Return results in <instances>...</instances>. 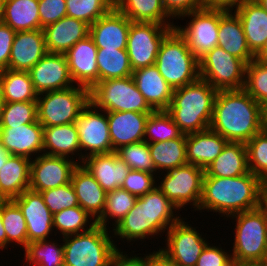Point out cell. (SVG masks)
<instances>
[{"label": "cell", "mask_w": 267, "mask_h": 266, "mask_svg": "<svg viewBox=\"0 0 267 266\" xmlns=\"http://www.w3.org/2000/svg\"><path fill=\"white\" fill-rule=\"evenodd\" d=\"M28 72L38 94L75 85L69 73L65 54L47 53Z\"/></svg>", "instance_id": "obj_18"}, {"label": "cell", "mask_w": 267, "mask_h": 266, "mask_svg": "<svg viewBox=\"0 0 267 266\" xmlns=\"http://www.w3.org/2000/svg\"><path fill=\"white\" fill-rule=\"evenodd\" d=\"M1 218L7 235V249L11 244L13 248L18 246L24 249L28 244L26 221L12 199L1 209Z\"/></svg>", "instance_id": "obj_43"}, {"label": "cell", "mask_w": 267, "mask_h": 266, "mask_svg": "<svg viewBox=\"0 0 267 266\" xmlns=\"http://www.w3.org/2000/svg\"><path fill=\"white\" fill-rule=\"evenodd\" d=\"M156 186V174L147 171L130 170L121 188L135 197H142Z\"/></svg>", "instance_id": "obj_50"}, {"label": "cell", "mask_w": 267, "mask_h": 266, "mask_svg": "<svg viewBox=\"0 0 267 266\" xmlns=\"http://www.w3.org/2000/svg\"><path fill=\"white\" fill-rule=\"evenodd\" d=\"M246 143L228 142L216 159L204 170L207 176L238 177L249 173Z\"/></svg>", "instance_id": "obj_32"}, {"label": "cell", "mask_w": 267, "mask_h": 266, "mask_svg": "<svg viewBox=\"0 0 267 266\" xmlns=\"http://www.w3.org/2000/svg\"><path fill=\"white\" fill-rule=\"evenodd\" d=\"M209 128L228 142L247 143L263 130V106L244 89L220 90Z\"/></svg>", "instance_id": "obj_3"}, {"label": "cell", "mask_w": 267, "mask_h": 266, "mask_svg": "<svg viewBox=\"0 0 267 266\" xmlns=\"http://www.w3.org/2000/svg\"><path fill=\"white\" fill-rule=\"evenodd\" d=\"M43 154L66 157L76 161L78 164H82L79 134L75 122L60 126L44 127Z\"/></svg>", "instance_id": "obj_28"}, {"label": "cell", "mask_w": 267, "mask_h": 266, "mask_svg": "<svg viewBox=\"0 0 267 266\" xmlns=\"http://www.w3.org/2000/svg\"><path fill=\"white\" fill-rule=\"evenodd\" d=\"M66 16V0H39L40 29Z\"/></svg>", "instance_id": "obj_51"}, {"label": "cell", "mask_w": 267, "mask_h": 266, "mask_svg": "<svg viewBox=\"0 0 267 266\" xmlns=\"http://www.w3.org/2000/svg\"><path fill=\"white\" fill-rule=\"evenodd\" d=\"M0 93L4 103L37 102L29 72L4 69L0 71Z\"/></svg>", "instance_id": "obj_35"}, {"label": "cell", "mask_w": 267, "mask_h": 266, "mask_svg": "<svg viewBox=\"0 0 267 266\" xmlns=\"http://www.w3.org/2000/svg\"><path fill=\"white\" fill-rule=\"evenodd\" d=\"M131 22L113 7L89 26V35L98 49L126 50Z\"/></svg>", "instance_id": "obj_20"}, {"label": "cell", "mask_w": 267, "mask_h": 266, "mask_svg": "<svg viewBox=\"0 0 267 266\" xmlns=\"http://www.w3.org/2000/svg\"><path fill=\"white\" fill-rule=\"evenodd\" d=\"M114 7L132 22H154L163 25L178 24L173 23L174 20L167 14L162 0H114Z\"/></svg>", "instance_id": "obj_34"}, {"label": "cell", "mask_w": 267, "mask_h": 266, "mask_svg": "<svg viewBox=\"0 0 267 266\" xmlns=\"http://www.w3.org/2000/svg\"><path fill=\"white\" fill-rule=\"evenodd\" d=\"M76 161L66 157L40 154L31 160L29 189L43 192L71 182Z\"/></svg>", "instance_id": "obj_16"}, {"label": "cell", "mask_w": 267, "mask_h": 266, "mask_svg": "<svg viewBox=\"0 0 267 266\" xmlns=\"http://www.w3.org/2000/svg\"><path fill=\"white\" fill-rule=\"evenodd\" d=\"M136 202L137 197L123 188H117L107 192L104 211L96 220V224L108 229H111L112 226L113 229V227L126 216L130 209L134 207Z\"/></svg>", "instance_id": "obj_40"}, {"label": "cell", "mask_w": 267, "mask_h": 266, "mask_svg": "<svg viewBox=\"0 0 267 266\" xmlns=\"http://www.w3.org/2000/svg\"><path fill=\"white\" fill-rule=\"evenodd\" d=\"M67 16L89 26L114 7V0H66Z\"/></svg>", "instance_id": "obj_44"}, {"label": "cell", "mask_w": 267, "mask_h": 266, "mask_svg": "<svg viewBox=\"0 0 267 266\" xmlns=\"http://www.w3.org/2000/svg\"><path fill=\"white\" fill-rule=\"evenodd\" d=\"M174 27L154 22H131L126 51L133 71L155 65L161 43Z\"/></svg>", "instance_id": "obj_12"}, {"label": "cell", "mask_w": 267, "mask_h": 266, "mask_svg": "<svg viewBox=\"0 0 267 266\" xmlns=\"http://www.w3.org/2000/svg\"><path fill=\"white\" fill-rule=\"evenodd\" d=\"M111 229L95 225L90 230L63 238L64 266H109L118 250Z\"/></svg>", "instance_id": "obj_7"}, {"label": "cell", "mask_w": 267, "mask_h": 266, "mask_svg": "<svg viewBox=\"0 0 267 266\" xmlns=\"http://www.w3.org/2000/svg\"><path fill=\"white\" fill-rule=\"evenodd\" d=\"M40 193L43 197L44 203L52 214L60 212L66 208L79 206L78 199L71 182Z\"/></svg>", "instance_id": "obj_49"}, {"label": "cell", "mask_w": 267, "mask_h": 266, "mask_svg": "<svg viewBox=\"0 0 267 266\" xmlns=\"http://www.w3.org/2000/svg\"><path fill=\"white\" fill-rule=\"evenodd\" d=\"M228 141L210 128L186 134V158L188 164L204 170L222 152Z\"/></svg>", "instance_id": "obj_30"}, {"label": "cell", "mask_w": 267, "mask_h": 266, "mask_svg": "<svg viewBox=\"0 0 267 266\" xmlns=\"http://www.w3.org/2000/svg\"><path fill=\"white\" fill-rule=\"evenodd\" d=\"M98 82L132 76L133 69L126 50H97Z\"/></svg>", "instance_id": "obj_39"}, {"label": "cell", "mask_w": 267, "mask_h": 266, "mask_svg": "<svg viewBox=\"0 0 267 266\" xmlns=\"http://www.w3.org/2000/svg\"><path fill=\"white\" fill-rule=\"evenodd\" d=\"M148 146L156 168V175L188 163L186 158V134L174 140L148 143Z\"/></svg>", "instance_id": "obj_37"}, {"label": "cell", "mask_w": 267, "mask_h": 266, "mask_svg": "<svg viewBox=\"0 0 267 266\" xmlns=\"http://www.w3.org/2000/svg\"><path fill=\"white\" fill-rule=\"evenodd\" d=\"M261 263L264 265V266H267V254L264 256L263 260L261 261Z\"/></svg>", "instance_id": "obj_69"}, {"label": "cell", "mask_w": 267, "mask_h": 266, "mask_svg": "<svg viewBox=\"0 0 267 266\" xmlns=\"http://www.w3.org/2000/svg\"><path fill=\"white\" fill-rule=\"evenodd\" d=\"M225 266H238V263L235 260L231 259Z\"/></svg>", "instance_id": "obj_68"}, {"label": "cell", "mask_w": 267, "mask_h": 266, "mask_svg": "<svg viewBox=\"0 0 267 266\" xmlns=\"http://www.w3.org/2000/svg\"><path fill=\"white\" fill-rule=\"evenodd\" d=\"M71 183L79 206L97 220L104 211L107 192L82 164L74 169Z\"/></svg>", "instance_id": "obj_29"}, {"label": "cell", "mask_w": 267, "mask_h": 266, "mask_svg": "<svg viewBox=\"0 0 267 266\" xmlns=\"http://www.w3.org/2000/svg\"><path fill=\"white\" fill-rule=\"evenodd\" d=\"M183 134L166 110H158L153 111L146 121L144 141L147 143L169 141L180 138Z\"/></svg>", "instance_id": "obj_42"}, {"label": "cell", "mask_w": 267, "mask_h": 266, "mask_svg": "<svg viewBox=\"0 0 267 266\" xmlns=\"http://www.w3.org/2000/svg\"><path fill=\"white\" fill-rule=\"evenodd\" d=\"M222 245H213L208 243L200 254L195 266H225L231 259V251L221 247ZM226 249V250H225Z\"/></svg>", "instance_id": "obj_52"}, {"label": "cell", "mask_w": 267, "mask_h": 266, "mask_svg": "<svg viewBox=\"0 0 267 266\" xmlns=\"http://www.w3.org/2000/svg\"><path fill=\"white\" fill-rule=\"evenodd\" d=\"M132 77L138 90L154 111L169 108L174 89L161 76L155 65L133 71Z\"/></svg>", "instance_id": "obj_26"}, {"label": "cell", "mask_w": 267, "mask_h": 266, "mask_svg": "<svg viewBox=\"0 0 267 266\" xmlns=\"http://www.w3.org/2000/svg\"><path fill=\"white\" fill-rule=\"evenodd\" d=\"M89 102V90L74 85L38 94L37 120L43 127L74 123Z\"/></svg>", "instance_id": "obj_9"}, {"label": "cell", "mask_w": 267, "mask_h": 266, "mask_svg": "<svg viewBox=\"0 0 267 266\" xmlns=\"http://www.w3.org/2000/svg\"><path fill=\"white\" fill-rule=\"evenodd\" d=\"M15 34L10 26L0 23V71L8 69Z\"/></svg>", "instance_id": "obj_54"}, {"label": "cell", "mask_w": 267, "mask_h": 266, "mask_svg": "<svg viewBox=\"0 0 267 266\" xmlns=\"http://www.w3.org/2000/svg\"><path fill=\"white\" fill-rule=\"evenodd\" d=\"M234 12L240 18L248 48L256 55L267 40V12L255 0L246 1Z\"/></svg>", "instance_id": "obj_31"}, {"label": "cell", "mask_w": 267, "mask_h": 266, "mask_svg": "<svg viewBox=\"0 0 267 266\" xmlns=\"http://www.w3.org/2000/svg\"><path fill=\"white\" fill-rule=\"evenodd\" d=\"M58 241L56 237L28 243L23 249L24 266H64L63 238Z\"/></svg>", "instance_id": "obj_38"}, {"label": "cell", "mask_w": 267, "mask_h": 266, "mask_svg": "<svg viewBox=\"0 0 267 266\" xmlns=\"http://www.w3.org/2000/svg\"><path fill=\"white\" fill-rule=\"evenodd\" d=\"M246 147L249 170L267 184V133L261 130Z\"/></svg>", "instance_id": "obj_47"}, {"label": "cell", "mask_w": 267, "mask_h": 266, "mask_svg": "<svg viewBox=\"0 0 267 266\" xmlns=\"http://www.w3.org/2000/svg\"><path fill=\"white\" fill-rule=\"evenodd\" d=\"M167 14L178 21L183 15L204 8V0H162Z\"/></svg>", "instance_id": "obj_53"}, {"label": "cell", "mask_w": 267, "mask_h": 266, "mask_svg": "<svg viewBox=\"0 0 267 266\" xmlns=\"http://www.w3.org/2000/svg\"><path fill=\"white\" fill-rule=\"evenodd\" d=\"M112 148L144 141L145 124L151 113L106 112Z\"/></svg>", "instance_id": "obj_23"}, {"label": "cell", "mask_w": 267, "mask_h": 266, "mask_svg": "<svg viewBox=\"0 0 267 266\" xmlns=\"http://www.w3.org/2000/svg\"><path fill=\"white\" fill-rule=\"evenodd\" d=\"M5 249L7 250V235L4 229V225L2 223L0 210V250L3 252V250Z\"/></svg>", "instance_id": "obj_58"}, {"label": "cell", "mask_w": 267, "mask_h": 266, "mask_svg": "<svg viewBox=\"0 0 267 266\" xmlns=\"http://www.w3.org/2000/svg\"><path fill=\"white\" fill-rule=\"evenodd\" d=\"M186 25H175L177 32L185 39L188 48L200 59L218 46L219 9L202 8L183 15ZM188 22V23H187Z\"/></svg>", "instance_id": "obj_15"}, {"label": "cell", "mask_w": 267, "mask_h": 266, "mask_svg": "<svg viewBox=\"0 0 267 266\" xmlns=\"http://www.w3.org/2000/svg\"><path fill=\"white\" fill-rule=\"evenodd\" d=\"M10 201V199L0 189V210Z\"/></svg>", "instance_id": "obj_62"}, {"label": "cell", "mask_w": 267, "mask_h": 266, "mask_svg": "<svg viewBox=\"0 0 267 266\" xmlns=\"http://www.w3.org/2000/svg\"><path fill=\"white\" fill-rule=\"evenodd\" d=\"M188 218H182L174 223L165 232V246L159 247L175 262L177 266H195L200 254L210 242L202 231L192 227L190 221L187 222ZM190 223V224H189ZM205 236V237H204ZM164 247V248H163Z\"/></svg>", "instance_id": "obj_13"}, {"label": "cell", "mask_w": 267, "mask_h": 266, "mask_svg": "<svg viewBox=\"0 0 267 266\" xmlns=\"http://www.w3.org/2000/svg\"><path fill=\"white\" fill-rule=\"evenodd\" d=\"M246 63L220 46H215L199 59V74L202 80L214 89L240 90L244 87Z\"/></svg>", "instance_id": "obj_11"}, {"label": "cell", "mask_w": 267, "mask_h": 266, "mask_svg": "<svg viewBox=\"0 0 267 266\" xmlns=\"http://www.w3.org/2000/svg\"><path fill=\"white\" fill-rule=\"evenodd\" d=\"M116 152L119 158L129 166L130 170L147 171L156 174V168L146 141L123 146Z\"/></svg>", "instance_id": "obj_48"}, {"label": "cell", "mask_w": 267, "mask_h": 266, "mask_svg": "<svg viewBox=\"0 0 267 266\" xmlns=\"http://www.w3.org/2000/svg\"><path fill=\"white\" fill-rule=\"evenodd\" d=\"M163 173H160L163 177L157 176V187L180 211L185 207L187 211L190 205L194 208L191 211L196 212L202 195L204 169L187 163Z\"/></svg>", "instance_id": "obj_10"}, {"label": "cell", "mask_w": 267, "mask_h": 266, "mask_svg": "<svg viewBox=\"0 0 267 266\" xmlns=\"http://www.w3.org/2000/svg\"><path fill=\"white\" fill-rule=\"evenodd\" d=\"M267 12V0H255Z\"/></svg>", "instance_id": "obj_66"}, {"label": "cell", "mask_w": 267, "mask_h": 266, "mask_svg": "<svg viewBox=\"0 0 267 266\" xmlns=\"http://www.w3.org/2000/svg\"><path fill=\"white\" fill-rule=\"evenodd\" d=\"M159 248V249H158ZM144 254V266H177L175 262L160 248Z\"/></svg>", "instance_id": "obj_56"}, {"label": "cell", "mask_w": 267, "mask_h": 266, "mask_svg": "<svg viewBox=\"0 0 267 266\" xmlns=\"http://www.w3.org/2000/svg\"><path fill=\"white\" fill-rule=\"evenodd\" d=\"M246 1L250 0H204V8L234 11Z\"/></svg>", "instance_id": "obj_57"}, {"label": "cell", "mask_w": 267, "mask_h": 266, "mask_svg": "<svg viewBox=\"0 0 267 266\" xmlns=\"http://www.w3.org/2000/svg\"><path fill=\"white\" fill-rule=\"evenodd\" d=\"M155 66L172 89L186 86L200 78L199 59L175 28L162 41Z\"/></svg>", "instance_id": "obj_6"}, {"label": "cell", "mask_w": 267, "mask_h": 266, "mask_svg": "<svg viewBox=\"0 0 267 266\" xmlns=\"http://www.w3.org/2000/svg\"><path fill=\"white\" fill-rule=\"evenodd\" d=\"M3 23L16 32L40 29L39 0H5Z\"/></svg>", "instance_id": "obj_36"}, {"label": "cell", "mask_w": 267, "mask_h": 266, "mask_svg": "<svg viewBox=\"0 0 267 266\" xmlns=\"http://www.w3.org/2000/svg\"><path fill=\"white\" fill-rule=\"evenodd\" d=\"M43 33L48 53L65 54L79 40L89 35V25L66 16L44 27Z\"/></svg>", "instance_id": "obj_25"}, {"label": "cell", "mask_w": 267, "mask_h": 266, "mask_svg": "<svg viewBox=\"0 0 267 266\" xmlns=\"http://www.w3.org/2000/svg\"><path fill=\"white\" fill-rule=\"evenodd\" d=\"M96 225V220L90 216L82 207L75 206L63 209L53 214V229L55 236L83 233ZM57 231V232H56ZM60 232V233H59Z\"/></svg>", "instance_id": "obj_41"}, {"label": "cell", "mask_w": 267, "mask_h": 266, "mask_svg": "<svg viewBox=\"0 0 267 266\" xmlns=\"http://www.w3.org/2000/svg\"><path fill=\"white\" fill-rule=\"evenodd\" d=\"M5 0H0V23H3Z\"/></svg>", "instance_id": "obj_64"}, {"label": "cell", "mask_w": 267, "mask_h": 266, "mask_svg": "<svg viewBox=\"0 0 267 266\" xmlns=\"http://www.w3.org/2000/svg\"><path fill=\"white\" fill-rule=\"evenodd\" d=\"M82 163L85 158L114 152L111 144L107 113L90 101L82 108L76 121Z\"/></svg>", "instance_id": "obj_14"}, {"label": "cell", "mask_w": 267, "mask_h": 266, "mask_svg": "<svg viewBox=\"0 0 267 266\" xmlns=\"http://www.w3.org/2000/svg\"><path fill=\"white\" fill-rule=\"evenodd\" d=\"M97 50L93 39L88 35L65 53L69 73L75 85L90 90L98 83Z\"/></svg>", "instance_id": "obj_19"}, {"label": "cell", "mask_w": 267, "mask_h": 266, "mask_svg": "<svg viewBox=\"0 0 267 266\" xmlns=\"http://www.w3.org/2000/svg\"><path fill=\"white\" fill-rule=\"evenodd\" d=\"M47 53L43 29L18 31L12 44L8 69L28 72Z\"/></svg>", "instance_id": "obj_22"}, {"label": "cell", "mask_w": 267, "mask_h": 266, "mask_svg": "<svg viewBox=\"0 0 267 266\" xmlns=\"http://www.w3.org/2000/svg\"><path fill=\"white\" fill-rule=\"evenodd\" d=\"M3 99L1 97V93H0V124H1V116H2V107H3Z\"/></svg>", "instance_id": "obj_67"}, {"label": "cell", "mask_w": 267, "mask_h": 266, "mask_svg": "<svg viewBox=\"0 0 267 266\" xmlns=\"http://www.w3.org/2000/svg\"><path fill=\"white\" fill-rule=\"evenodd\" d=\"M225 219L235 223L231 257L238 264L261 262L267 254V213L262 208L233 214Z\"/></svg>", "instance_id": "obj_5"}, {"label": "cell", "mask_w": 267, "mask_h": 266, "mask_svg": "<svg viewBox=\"0 0 267 266\" xmlns=\"http://www.w3.org/2000/svg\"><path fill=\"white\" fill-rule=\"evenodd\" d=\"M31 159L11 155L0 169V189L11 200L29 189Z\"/></svg>", "instance_id": "obj_33"}, {"label": "cell", "mask_w": 267, "mask_h": 266, "mask_svg": "<svg viewBox=\"0 0 267 266\" xmlns=\"http://www.w3.org/2000/svg\"><path fill=\"white\" fill-rule=\"evenodd\" d=\"M37 121V102L3 103L0 128H12Z\"/></svg>", "instance_id": "obj_46"}, {"label": "cell", "mask_w": 267, "mask_h": 266, "mask_svg": "<svg viewBox=\"0 0 267 266\" xmlns=\"http://www.w3.org/2000/svg\"><path fill=\"white\" fill-rule=\"evenodd\" d=\"M218 46L246 64L255 59L248 48L240 18L233 11L219 9Z\"/></svg>", "instance_id": "obj_27"}, {"label": "cell", "mask_w": 267, "mask_h": 266, "mask_svg": "<svg viewBox=\"0 0 267 266\" xmlns=\"http://www.w3.org/2000/svg\"><path fill=\"white\" fill-rule=\"evenodd\" d=\"M89 101L96 108L106 112L152 113L154 111L138 90L132 76L98 82L89 90Z\"/></svg>", "instance_id": "obj_8"}, {"label": "cell", "mask_w": 267, "mask_h": 266, "mask_svg": "<svg viewBox=\"0 0 267 266\" xmlns=\"http://www.w3.org/2000/svg\"><path fill=\"white\" fill-rule=\"evenodd\" d=\"M263 130L267 133V105L263 106Z\"/></svg>", "instance_id": "obj_63"}, {"label": "cell", "mask_w": 267, "mask_h": 266, "mask_svg": "<svg viewBox=\"0 0 267 266\" xmlns=\"http://www.w3.org/2000/svg\"><path fill=\"white\" fill-rule=\"evenodd\" d=\"M261 207L266 211L267 213V187L264 188L262 192V201H261Z\"/></svg>", "instance_id": "obj_61"}, {"label": "cell", "mask_w": 267, "mask_h": 266, "mask_svg": "<svg viewBox=\"0 0 267 266\" xmlns=\"http://www.w3.org/2000/svg\"><path fill=\"white\" fill-rule=\"evenodd\" d=\"M266 184L251 171L238 177L207 176L204 173L200 213H217L225 220L233 214L261 207L262 192ZM203 210V211H202ZM205 210V211H204Z\"/></svg>", "instance_id": "obj_2"}, {"label": "cell", "mask_w": 267, "mask_h": 266, "mask_svg": "<svg viewBox=\"0 0 267 266\" xmlns=\"http://www.w3.org/2000/svg\"><path fill=\"white\" fill-rule=\"evenodd\" d=\"M12 200L25 218L28 243L50 239L53 233L55 237L53 214L44 203L41 193L28 189Z\"/></svg>", "instance_id": "obj_17"}, {"label": "cell", "mask_w": 267, "mask_h": 266, "mask_svg": "<svg viewBox=\"0 0 267 266\" xmlns=\"http://www.w3.org/2000/svg\"><path fill=\"white\" fill-rule=\"evenodd\" d=\"M11 156L10 153L2 146L0 142V169L5 165L7 159Z\"/></svg>", "instance_id": "obj_59"}, {"label": "cell", "mask_w": 267, "mask_h": 266, "mask_svg": "<svg viewBox=\"0 0 267 266\" xmlns=\"http://www.w3.org/2000/svg\"><path fill=\"white\" fill-rule=\"evenodd\" d=\"M123 250L124 249H118L112 255L109 266H144V256L140 254V252L136 254L134 250L129 253ZM138 255L142 256L139 257Z\"/></svg>", "instance_id": "obj_55"}, {"label": "cell", "mask_w": 267, "mask_h": 266, "mask_svg": "<svg viewBox=\"0 0 267 266\" xmlns=\"http://www.w3.org/2000/svg\"><path fill=\"white\" fill-rule=\"evenodd\" d=\"M257 60H260L264 63H267V40L263 46V48L255 55Z\"/></svg>", "instance_id": "obj_60"}, {"label": "cell", "mask_w": 267, "mask_h": 266, "mask_svg": "<svg viewBox=\"0 0 267 266\" xmlns=\"http://www.w3.org/2000/svg\"><path fill=\"white\" fill-rule=\"evenodd\" d=\"M238 266H264L261 262L239 263Z\"/></svg>", "instance_id": "obj_65"}, {"label": "cell", "mask_w": 267, "mask_h": 266, "mask_svg": "<svg viewBox=\"0 0 267 266\" xmlns=\"http://www.w3.org/2000/svg\"><path fill=\"white\" fill-rule=\"evenodd\" d=\"M82 165L106 192L121 188L130 171L129 166L119 158L116 151L91 155L84 159Z\"/></svg>", "instance_id": "obj_24"}, {"label": "cell", "mask_w": 267, "mask_h": 266, "mask_svg": "<svg viewBox=\"0 0 267 266\" xmlns=\"http://www.w3.org/2000/svg\"><path fill=\"white\" fill-rule=\"evenodd\" d=\"M243 89L260 105H267V63L255 58L246 64Z\"/></svg>", "instance_id": "obj_45"}, {"label": "cell", "mask_w": 267, "mask_h": 266, "mask_svg": "<svg viewBox=\"0 0 267 266\" xmlns=\"http://www.w3.org/2000/svg\"><path fill=\"white\" fill-rule=\"evenodd\" d=\"M217 90L205 80L174 89L172 101L166 110L184 134L209 128Z\"/></svg>", "instance_id": "obj_4"}, {"label": "cell", "mask_w": 267, "mask_h": 266, "mask_svg": "<svg viewBox=\"0 0 267 266\" xmlns=\"http://www.w3.org/2000/svg\"><path fill=\"white\" fill-rule=\"evenodd\" d=\"M179 211L157 186L154 187L137 197L134 207L111 229L116 247L121 249L116 242L123 241L124 245L131 242L128 246L133 247L135 242L147 243L146 239L152 240L155 236L154 241L157 238L159 242L158 237L164 236V232L182 218Z\"/></svg>", "instance_id": "obj_1"}, {"label": "cell", "mask_w": 267, "mask_h": 266, "mask_svg": "<svg viewBox=\"0 0 267 266\" xmlns=\"http://www.w3.org/2000/svg\"><path fill=\"white\" fill-rule=\"evenodd\" d=\"M43 129L38 120L31 124L0 128V142L11 155L32 160L43 154Z\"/></svg>", "instance_id": "obj_21"}]
</instances>
